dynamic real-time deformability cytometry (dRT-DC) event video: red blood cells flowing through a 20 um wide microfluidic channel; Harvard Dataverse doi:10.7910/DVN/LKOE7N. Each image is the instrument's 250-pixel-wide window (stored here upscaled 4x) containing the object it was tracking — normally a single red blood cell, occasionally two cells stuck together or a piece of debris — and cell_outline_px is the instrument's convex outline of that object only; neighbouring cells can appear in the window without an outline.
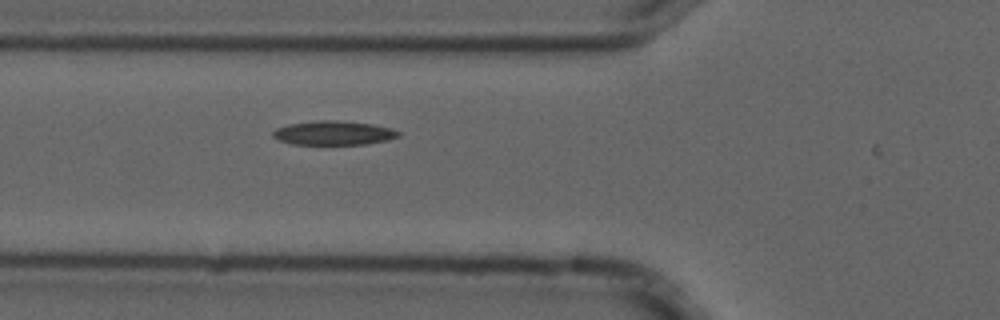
{"species": "common noctule bat (a hibernating species)", "species_latin": "Nyctalus noctula", "temperature_condition": "cold", "stored_images_in_passage": 3, "camera_frame_rate_fps": 3000, "um_per_image_px": 0.085, "animal": {"sex": "male", "forearm_length_mm": 52.5}, "frame": {"image": 1, "passage_image": 2, "time_ms": 0.333, "image_size_px": [1000, 320], "cell_outline_px": [[400, 136], [388, 140], [364, 144], [292, 144], [280, 140], [272, 136], [272, 132], [276, 128], [288, 124], [320, 120], [336, 120], [372, 124], [392, 128], [400, 132]], "centroid_in_image_um": [28.37, 11.3], "position_along_channel_um": 97.4, "area_um2": 17.57}}